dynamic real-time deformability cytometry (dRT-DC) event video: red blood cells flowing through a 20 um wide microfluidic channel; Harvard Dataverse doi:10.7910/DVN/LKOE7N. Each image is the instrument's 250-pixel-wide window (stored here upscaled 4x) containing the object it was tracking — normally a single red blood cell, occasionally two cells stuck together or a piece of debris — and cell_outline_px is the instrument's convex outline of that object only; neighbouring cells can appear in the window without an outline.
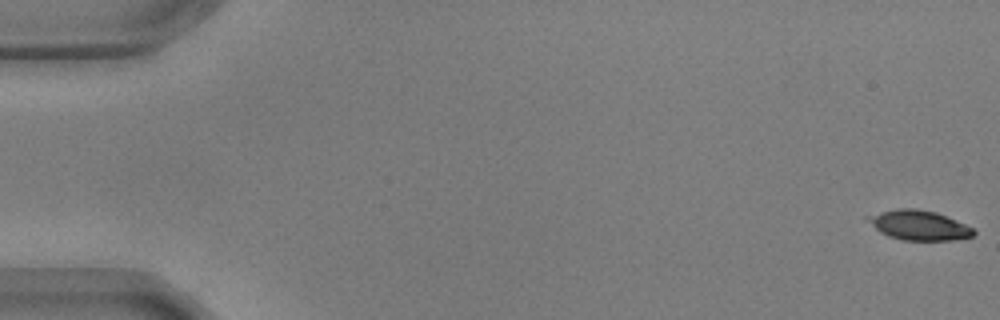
{"species": "common noctule bat (a hibernating species)", "species_latin": "Nyctalus noctula", "temperature_condition": "warm", "stored_images_in_passage": 10, "camera_frame_rate_fps": 3000, "um_per_image_px": 0.085, "animal": {"sex": "male", "body_mass_g": 17.9, "forearm_length_mm": 54.2}, "frame": {"image": 1, "passage_image": 1, "time_ms": 0.0, "image_size_px": [1000, 320], "cell_outline_px": [[976, 232], [972, 236], [956, 240], [900, 240], [888, 236], [880, 232], [864, 216], [896, 208], [916, 208], [936, 212], [956, 220], [972, 228]], "centroid_in_image_um": [78.1, 19.14], "position_along_channel_um": 6.9, "area_um2": 18.26}}